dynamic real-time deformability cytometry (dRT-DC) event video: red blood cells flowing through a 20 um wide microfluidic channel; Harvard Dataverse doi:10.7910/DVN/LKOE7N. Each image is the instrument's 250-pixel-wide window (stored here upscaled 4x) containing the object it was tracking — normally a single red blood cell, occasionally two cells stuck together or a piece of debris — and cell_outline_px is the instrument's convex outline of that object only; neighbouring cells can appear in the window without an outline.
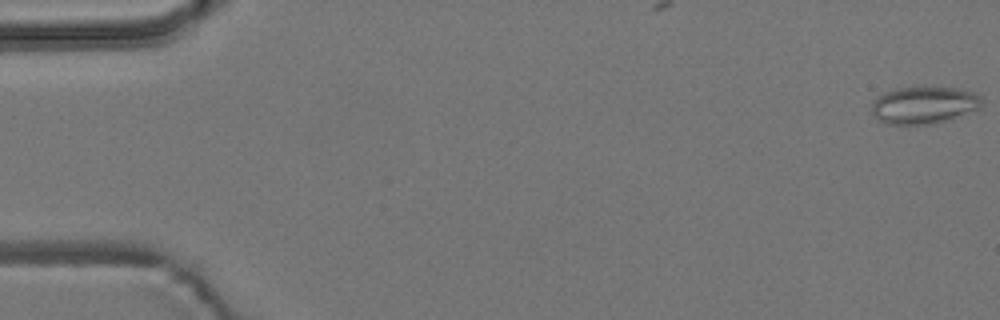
{"species": "common noctule bat (a hibernating species)", "species_latin": "Nyctalus noctula", "temperature_condition": "room temperature", "stored_images_in_passage": 3, "camera_frame_rate_fps": 3000, "um_per_image_px": 0.085, "animal": {"sex": "male", "body_mass_g": 19.2, "forearm_length_mm": 51.8}, "frame": {"image": 1, "passage_image": 1, "time_ms": 0.0, "image_size_px": [1000, 320], "cell_outline_px": [[984, 104], [980, 108], [948, 120], [932, 124], [884, 124], [872, 116], [872, 104], [876, 96], [884, 92], [896, 88], [956, 88], [972, 92], [980, 96], [984, 100]], "centroid_in_image_um": [78.52, 8.95], "position_along_channel_um": 6.5, "area_um2": 23.99}}